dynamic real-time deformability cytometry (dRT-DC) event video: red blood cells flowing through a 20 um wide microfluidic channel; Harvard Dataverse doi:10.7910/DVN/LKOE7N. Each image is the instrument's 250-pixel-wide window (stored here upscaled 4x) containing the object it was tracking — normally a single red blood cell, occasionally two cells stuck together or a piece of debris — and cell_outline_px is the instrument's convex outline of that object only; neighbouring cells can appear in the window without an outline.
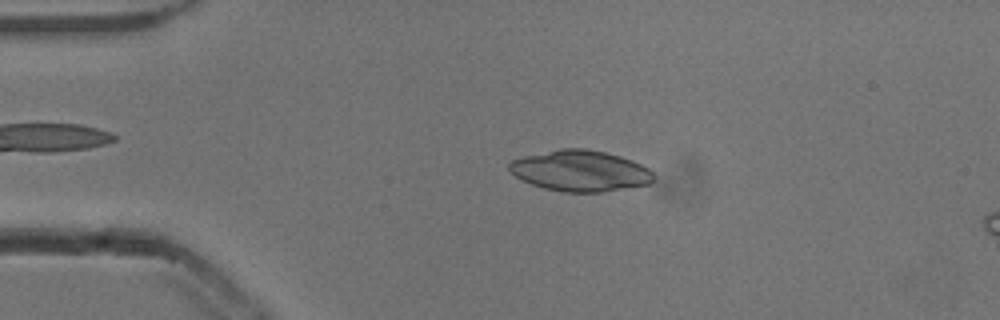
{"species": "common noctule bat (a hibernating species)", "species_latin": "Nyctalus noctula", "temperature_condition": "cold", "stored_images_in_passage": 25, "camera_frame_rate_fps": 3000, "um_per_image_px": 0.085, "animal": {"sex": "male", "body_mass_g": 13.3}, "frame": {"image": 1, "passage_image": 11, "time_ms": 3.333, "image_size_px": [1000, 320], "cell_outline_px": [[656, 180], [652, 184], [600, 192], [564, 192], [544, 188], [532, 184], [516, 176], [508, 168], [508, 164], [512, 160], [524, 156], [560, 148], [584, 148], [604, 152], [620, 156], [632, 160], [648, 168], [656, 176]], "centroid_in_image_um": [49.37, 14.52], "position_along_channel_um": 35.6, "area_um2": 34.51}}